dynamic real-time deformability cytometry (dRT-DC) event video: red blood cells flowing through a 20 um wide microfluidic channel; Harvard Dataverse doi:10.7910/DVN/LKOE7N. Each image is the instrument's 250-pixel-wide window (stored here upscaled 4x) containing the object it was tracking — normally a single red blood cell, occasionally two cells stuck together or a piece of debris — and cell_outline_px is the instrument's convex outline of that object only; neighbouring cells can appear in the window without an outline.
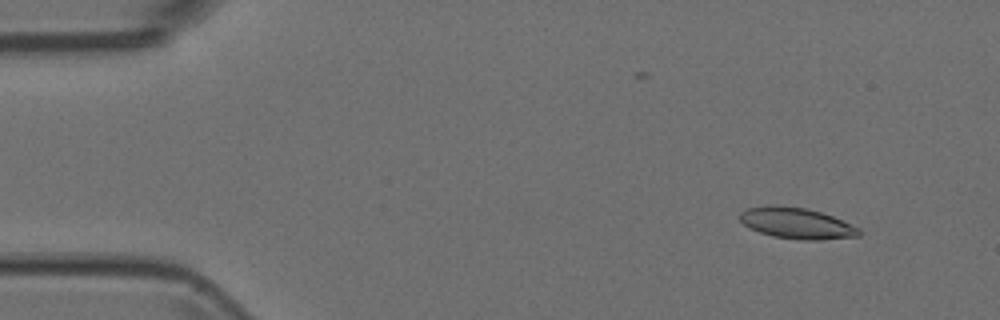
{"species": "Egyptian fruit bat (a non-hibernating species)", "species_latin": "Rousettus aegyptiacus", "temperature_condition": "room temperature", "stored_images_in_passage": 5, "camera_frame_rate_fps": 3000, "um_per_image_px": 0.085, "animal": {"sex": "female"}, "frame": {"image": 1, "passage_image": 2, "time_ms": 0.333, "image_size_px": [1000, 320], "cell_outline_px": [[860, 236], [820, 240], [800, 240], [772, 236], [748, 228], [740, 220], [740, 212], [748, 208], [768, 204], [776, 204], [808, 208], [832, 216], [860, 228]], "centroid_in_image_um": [67.69, 18.96], "position_along_channel_um": 17.3, "area_um2": 21.79}}
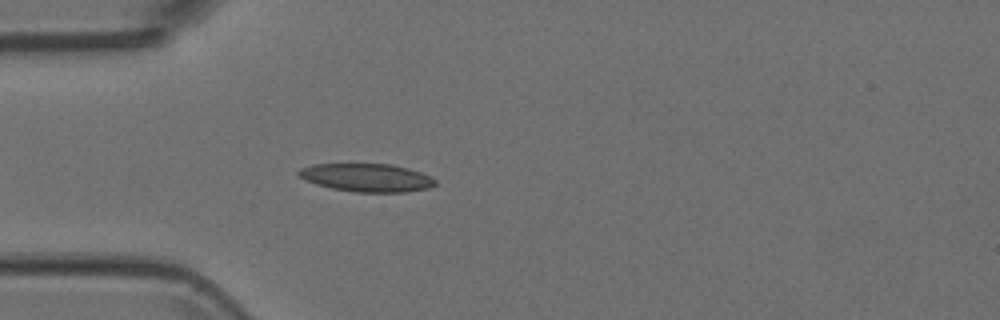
{"frame": {"image": 2, "passage_image": 5, "time_ms": 1.333, "image_size_px": [1000, 320], "cell_outline_px": [[436, 184], [428, 188], [404, 192], [356, 192], [332, 188], [316, 184], [304, 180], [296, 172], [300, 168], [312, 164], [392, 164], [408, 168], [420, 172], [436, 180]], "centroid_in_image_um": [31.14, 15.09], "position_along_channel_um": 53.9, "area_um2": 22.31}}